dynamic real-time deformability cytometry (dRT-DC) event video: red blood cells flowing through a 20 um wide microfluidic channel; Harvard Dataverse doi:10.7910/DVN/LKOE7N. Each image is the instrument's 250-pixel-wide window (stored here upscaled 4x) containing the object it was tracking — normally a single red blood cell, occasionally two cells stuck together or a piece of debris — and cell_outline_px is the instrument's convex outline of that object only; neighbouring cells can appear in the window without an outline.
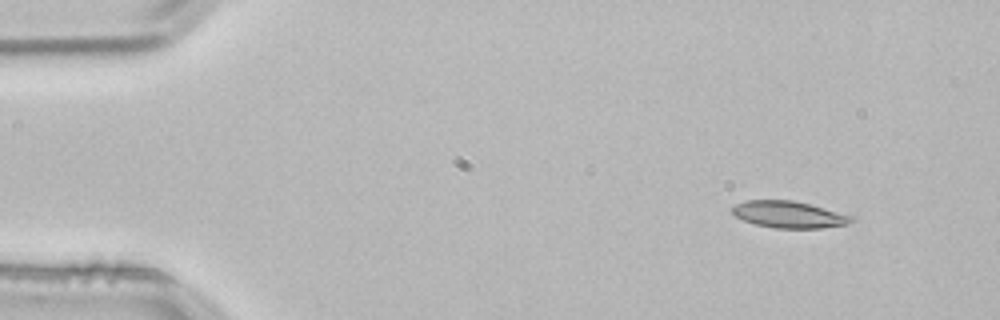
{"species": "common noctule bat (a hibernating species)", "species_latin": "Nyctalus noctula", "temperature_condition": "room temperature", "stored_images_in_passage": 3, "camera_frame_rate_fps": 3000, "um_per_image_px": 0.085, "animal": {"sex": "male", "body_mass_g": 21.5, "forearm_length_mm": 52.0}, "frame": {"image": 1, "passage_image": 1, "time_ms": 0.0, "image_size_px": [1000, 320], "cell_outline_px": [[856, 220], [848, 224], [820, 228], [776, 228], [756, 224], [744, 220], [736, 216], [732, 212], [732, 208], [736, 204], [744, 200], [792, 200], [808, 204], [852, 216]], "centroid_in_image_um": [67.05, 18.23], "position_along_channel_um": 18.0, "area_um2": 18.32}}
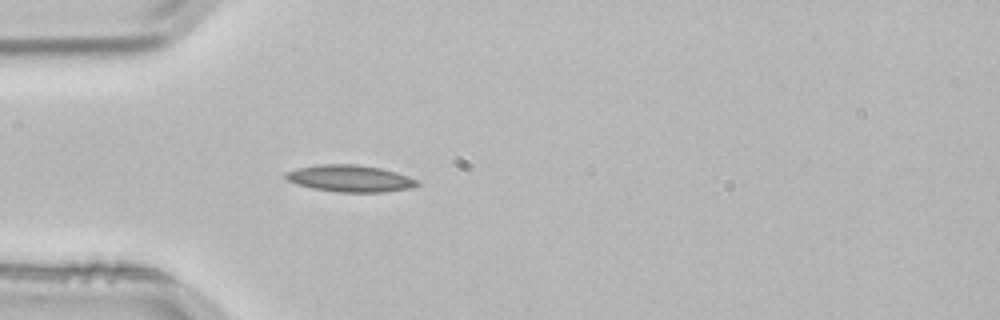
{"frame": {"image": 2, "passage_image": 3, "time_ms": 0.667, "image_size_px": [1000, 320], "cell_outline_px": [[420, 184], [412, 188], [384, 192], [340, 192], [312, 188], [296, 184], [288, 180], [284, 176], [284, 172], [296, 168], [320, 164], [356, 164], [380, 168], [396, 172], [420, 180]], "centroid_in_image_um": [29.77, 15.17], "position_along_channel_um": 55.2, "area_um2": 20.69}}